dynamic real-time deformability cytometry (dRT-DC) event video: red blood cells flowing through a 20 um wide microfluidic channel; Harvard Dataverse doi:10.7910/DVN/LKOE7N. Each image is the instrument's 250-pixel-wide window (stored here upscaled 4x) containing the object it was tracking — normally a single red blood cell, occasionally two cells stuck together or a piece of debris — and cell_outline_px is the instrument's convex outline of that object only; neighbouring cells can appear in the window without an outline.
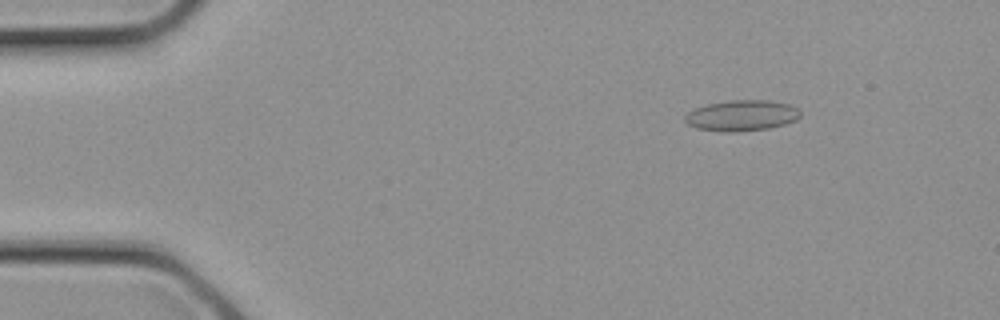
{"species": "common noctule bat (a hibernating species)", "species_latin": "Nyctalus noctula", "temperature_condition": "cold", "stored_images_in_passage": 8, "camera_frame_rate_fps": 3000, "um_per_image_px": 0.085, "animal": {"sex": "female", "body_mass_g": 21.9}, "frame": {"image": 1, "passage_image": 4, "time_ms": 1.0, "image_size_px": [1000, 320], "cell_outline_px": [[800, 116], [796, 120], [784, 124], [768, 128], [736, 132], [724, 132], [696, 128], [688, 124], [684, 120], [684, 116], [688, 112], [696, 108], [708, 104], [728, 100], [768, 100], [788, 104], [800, 108]], "centroid_in_image_um": [63.05, 9.82], "position_along_channel_um": 22.0, "area_um2": 20.75}}